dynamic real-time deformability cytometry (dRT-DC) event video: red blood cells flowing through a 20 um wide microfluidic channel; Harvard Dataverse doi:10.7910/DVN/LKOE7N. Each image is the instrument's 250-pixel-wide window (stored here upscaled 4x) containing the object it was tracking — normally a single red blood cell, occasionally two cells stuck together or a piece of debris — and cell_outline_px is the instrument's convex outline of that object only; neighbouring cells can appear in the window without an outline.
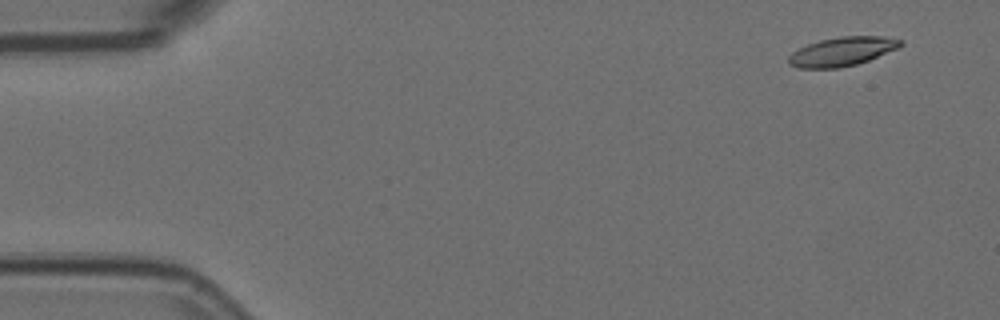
{"species": "Egyptian fruit bat (a non-hibernating species)", "species_latin": "Rousettus aegyptiacus", "temperature_condition": "room temperature", "stored_images_in_passage": 3, "camera_frame_rate_fps": 3000, "um_per_image_px": 0.085, "animal": {"sex": "female"}, "frame": {"image": 1, "passage_image": 2, "time_ms": 0.333, "image_size_px": [1000, 320], "cell_outline_px": [[904, 44], [896, 48], [868, 60], [856, 64], [840, 68], [800, 68], [788, 64], [788, 56], [792, 52], [808, 44], [820, 40], [840, 36], [884, 36], [904, 40]], "centroid_in_image_um": [71.57, 4.37], "position_along_channel_um": 13.4, "area_um2": 18.79}}